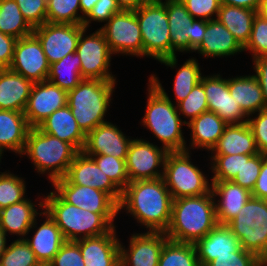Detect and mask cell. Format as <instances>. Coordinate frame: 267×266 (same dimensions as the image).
I'll return each mask as SVG.
<instances>
[{"label":"cell","mask_w":267,"mask_h":266,"mask_svg":"<svg viewBox=\"0 0 267 266\" xmlns=\"http://www.w3.org/2000/svg\"><path fill=\"white\" fill-rule=\"evenodd\" d=\"M172 202L163 177L137 180L129 182L122 190L118 209L132 215L147 231L165 233L171 220Z\"/></svg>","instance_id":"1"},{"label":"cell","mask_w":267,"mask_h":266,"mask_svg":"<svg viewBox=\"0 0 267 266\" xmlns=\"http://www.w3.org/2000/svg\"><path fill=\"white\" fill-rule=\"evenodd\" d=\"M148 81L146 111L141 120L143 127L160 140L161 147L167 152L186 151L187 142L182 132L186 119L180 118L176 104L169 98L158 76L151 74Z\"/></svg>","instance_id":"2"},{"label":"cell","mask_w":267,"mask_h":266,"mask_svg":"<svg viewBox=\"0 0 267 266\" xmlns=\"http://www.w3.org/2000/svg\"><path fill=\"white\" fill-rule=\"evenodd\" d=\"M215 200L208 194L174 199L165 232L169 240L195 244L217 225Z\"/></svg>","instance_id":"3"},{"label":"cell","mask_w":267,"mask_h":266,"mask_svg":"<svg viewBox=\"0 0 267 266\" xmlns=\"http://www.w3.org/2000/svg\"><path fill=\"white\" fill-rule=\"evenodd\" d=\"M44 198V211L55 221L66 241H77L109 233L118 214H99L65 202L55 191Z\"/></svg>","instance_id":"4"},{"label":"cell","mask_w":267,"mask_h":266,"mask_svg":"<svg viewBox=\"0 0 267 266\" xmlns=\"http://www.w3.org/2000/svg\"><path fill=\"white\" fill-rule=\"evenodd\" d=\"M116 82L83 79L68 91L67 105L85 135L107 122L105 117L112 103Z\"/></svg>","instance_id":"5"},{"label":"cell","mask_w":267,"mask_h":266,"mask_svg":"<svg viewBox=\"0 0 267 266\" xmlns=\"http://www.w3.org/2000/svg\"><path fill=\"white\" fill-rule=\"evenodd\" d=\"M78 151L70 144L38 127L29 129L24 150L38 174H48L49 182L64 178Z\"/></svg>","instance_id":"6"},{"label":"cell","mask_w":267,"mask_h":266,"mask_svg":"<svg viewBox=\"0 0 267 266\" xmlns=\"http://www.w3.org/2000/svg\"><path fill=\"white\" fill-rule=\"evenodd\" d=\"M141 31L143 56L172 69L177 68V56L171 57L169 22L163 0H149L134 10Z\"/></svg>","instance_id":"7"},{"label":"cell","mask_w":267,"mask_h":266,"mask_svg":"<svg viewBox=\"0 0 267 266\" xmlns=\"http://www.w3.org/2000/svg\"><path fill=\"white\" fill-rule=\"evenodd\" d=\"M227 226L237 236L242 249L267 262L266 200L251 196Z\"/></svg>","instance_id":"8"},{"label":"cell","mask_w":267,"mask_h":266,"mask_svg":"<svg viewBox=\"0 0 267 266\" xmlns=\"http://www.w3.org/2000/svg\"><path fill=\"white\" fill-rule=\"evenodd\" d=\"M191 151L168 152L163 179L174 199L200 196L211 191V182L202 170L191 162Z\"/></svg>","instance_id":"9"},{"label":"cell","mask_w":267,"mask_h":266,"mask_svg":"<svg viewBox=\"0 0 267 266\" xmlns=\"http://www.w3.org/2000/svg\"><path fill=\"white\" fill-rule=\"evenodd\" d=\"M169 22L171 57L194 52L203 41L207 21L194 19L181 0H165Z\"/></svg>","instance_id":"10"},{"label":"cell","mask_w":267,"mask_h":266,"mask_svg":"<svg viewBox=\"0 0 267 266\" xmlns=\"http://www.w3.org/2000/svg\"><path fill=\"white\" fill-rule=\"evenodd\" d=\"M84 28L80 34L76 52L81 60L83 79L116 81L117 77L109 70L113 54L100 29L87 33ZM87 33V35H86Z\"/></svg>","instance_id":"11"},{"label":"cell","mask_w":267,"mask_h":266,"mask_svg":"<svg viewBox=\"0 0 267 266\" xmlns=\"http://www.w3.org/2000/svg\"><path fill=\"white\" fill-rule=\"evenodd\" d=\"M114 55L143 57L140 27L133 10H121L99 28Z\"/></svg>","instance_id":"12"},{"label":"cell","mask_w":267,"mask_h":266,"mask_svg":"<svg viewBox=\"0 0 267 266\" xmlns=\"http://www.w3.org/2000/svg\"><path fill=\"white\" fill-rule=\"evenodd\" d=\"M167 153L161 146L143 138H133L126 158L129 182L162 178Z\"/></svg>","instance_id":"13"},{"label":"cell","mask_w":267,"mask_h":266,"mask_svg":"<svg viewBox=\"0 0 267 266\" xmlns=\"http://www.w3.org/2000/svg\"><path fill=\"white\" fill-rule=\"evenodd\" d=\"M82 24L50 23L33 29V34L40 41L49 64L60 61L69 53L76 52L82 30Z\"/></svg>","instance_id":"14"},{"label":"cell","mask_w":267,"mask_h":266,"mask_svg":"<svg viewBox=\"0 0 267 266\" xmlns=\"http://www.w3.org/2000/svg\"><path fill=\"white\" fill-rule=\"evenodd\" d=\"M52 184H76L99 189L109 194L118 204L122 191L104 174L91 156L79 151L70 164L64 178Z\"/></svg>","instance_id":"15"},{"label":"cell","mask_w":267,"mask_h":266,"mask_svg":"<svg viewBox=\"0 0 267 266\" xmlns=\"http://www.w3.org/2000/svg\"><path fill=\"white\" fill-rule=\"evenodd\" d=\"M9 68L33 83L47 80L50 64L34 34L17 39Z\"/></svg>","instance_id":"16"},{"label":"cell","mask_w":267,"mask_h":266,"mask_svg":"<svg viewBox=\"0 0 267 266\" xmlns=\"http://www.w3.org/2000/svg\"><path fill=\"white\" fill-rule=\"evenodd\" d=\"M200 83L207 97L208 111L216 113L227 124L245 123L248 115L230 95L228 79L219 74L203 75Z\"/></svg>","instance_id":"17"},{"label":"cell","mask_w":267,"mask_h":266,"mask_svg":"<svg viewBox=\"0 0 267 266\" xmlns=\"http://www.w3.org/2000/svg\"><path fill=\"white\" fill-rule=\"evenodd\" d=\"M167 240L164 232L133 233L128 240V248L121 241L119 243L120 266H158Z\"/></svg>","instance_id":"18"},{"label":"cell","mask_w":267,"mask_h":266,"mask_svg":"<svg viewBox=\"0 0 267 266\" xmlns=\"http://www.w3.org/2000/svg\"><path fill=\"white\" fill-rule=\"evenodd\" d=\"M67 99L68 91L48 80L34 83L24 110L28 125L37 127L53 112L67 105Z\"/></svg>","instance_id":"19"},{"label":"cell","mask_w":267,"mask_h":266,"mask_svg":"<svg viewBox=\"0 0 267 266\" xmlns=\"http://www.w3.org/2000/svg\"><path fill=\"white\" fill-rule=\"evenodd\" d=\"M54 191L67 203L99 214H119L118 203L107 193L76 184H52Z\"/></svg>","instance_id":"20"},{"label":"cell","mask_w":267,"mask_h":266,"mask_svg":"<svg viewBox=\"0 0 267 266\" xmlns=\"http://www.w3.org/2000/svg\"><path fill=\"white\" fill-rule=\"evenodd\" d=\"M119 128L109 121L98 125L86 135L82 151L86 155H112L126 160L132 138L126 136Z\"/></svg>","instance_id":"21"},{"label":"cell","mask_w":267,"mask_h":266,"mask_svg":"<svg viewBox=\"0 0 267 266\" xmlns=\"http://www.w3.org/2000/svg\"><path fill=\"white\" fill-rule=\"evenodd\" d=\"M45 217V221L37 227L38 219H35L30 231L35 230L33 237H25V241L29 244L34 252L36 259L40 264L47 266L57 254L61 246L66 242L60 228L55 221L42 210L39 217Z\"/></svg>","instance_id":"22"},{"label":"cell","mask_w":267,"mask_h":266,"mask_svg":"<svg viewBox=\"0 0 267 266\" xmlns=\"http://www.w3.org/2000/svg\"><path fill=\"white\" fill-rule=\"evenodd\" d=\"M116 233L114 227L104 235L75 241L85 266H120V239Z\"/></svg>","instance_id":"23"},{"label":"cell","mask_w":267,"mask_h":266,"mask_svg":"<svg viewBox=\"0 0 267 266\" xmlns=\"http://www.w3.org/2000/svg\"><path fill=\"white\" fill-rule=\"evenodd\" d=\"M211 191L215 200L217 223L220 225H227L252 196L249 190L233 181H211Z\"/></svg>","instance_id":"24"},{"label":"cell","mask_w":267,"mask_h":266,"mask_svg":"<svg viewBox=\"0 0 267 266\" xmlns=\"http://www.w3.org/2000/svg\"><path fill=\"white\" fill-rule=\"evenodd\" d=\"M40 198L41 196L37 204L27 197L23 201L0 210V228L6 236L15 234L20 236L18 239L28 236L35 219L42 213L37 210L36 206L44 210V198L42 200Z\"/></svg>","instance_id":"25"},{"label":"cell","mask_w":267,"mask_h":266,"mask_svg":"<svg viewBox=\"0 0 267 266\" xmlns=\"http://www.w3.org/2000/svg\"><path fill=\"white\" fill-rule=\"evenodd\" d=\"M205 58H219L244 52L234 35L217 19L207 21L201 45L194 51Z\"/></svg>","instance_id":"26"},{"label":"cell","mask_w":267,"mask_h":266,"mask_svg":"<svg viewBox=\"0 0 267 266\" xmlns=\"http://www.w3.org/2000/svg\"><path fill=\"white\" fill-rule=\"evenodd\" d=\"M194 246L200 266H206L217 256L232 255L240 248V242L227 225L217 224Z\"/></svg>","instance_id":"27"},{"label":"cell","mask_w":267,"mask_h":266,"mask_svg":"<svg viewBox=\"0 0 267 266\" xmlns=\"http://www.w3.org/2000/svg\"><path fill=\"white\" fill-rule=\"evenodd\" d=\"M37 127L51 136L70 143L78 152L84 148L86 135L79 128L68 105L53 112Z\"/></svg>","instance_id":"28"},{"label":"cell","mask_w":267,"mask_h":266,"mask_svg":"<svg viewBox=\"0 0 267 266\" xmlns=\"http://www.w3.org/2000/svg\"><path fill=\"white\" fill-rule=\"evenodd\" d=\"M33 84L10 68H1L0 110L24 112Z\"/></svg>","instance_id":"29"},{"label":"cell","mask_w":267,"mask_h":266,"mask_svg":"<svg viewBox=\"0 0 267 266\" xmlns=\"http://www.w3.org/2000/svg\"><path fill=\"white\" fill-rule=\"evenodd\" d=\"M228 124L221 119L216 113L207 111L192 119L186 124L191 130V139L189 146L187 144L186 151L195 149H206L208 152L217 144L219 138L224 132Z\"/></svg>","instance_id":"30"},{"label":"cell","mask_w":267,"mask_h":266,"mask_svg":"<svg viewBox=\"0 0 267 266\" xmlns=\"http://www.w3.org/2000/svg\"><path fill=\"white\" fill-rule=\"evenodd\" d=\"M211 155H255L259 153L253 132L247 122L228 124Z\"/></svg>","instance_id":"31"},{"label":"cell","mask_w":267,"mask_h":266,"mask_svg":"<svg viewBox=\"0 0 267 266\" xmlns=\"http://www.w3.org/2000/svg\"><path fill=\"white\" fill-rule=\"evenodd\" d=\"M30 128L24 112L0 110V152L6 149L21 156Z\"/></svg>","instance_id":"32"},{"label":"cell","mask_w":267,"mask_h":266,"mask_svg":"<svg viewBox=\"0 0 267 266\" xmlns=\"http://www.w3.org/2000/svg\"><path fill=\"white\" fill-rule=\"evenodd\" d=\"M230 95L248 115L264 110V97L257 77L253 75L228 78Z\"/></svg>","instance_id":"33"},{"label":"cell","mask_w":267,"mask_h":266,"mask_svg":"<svg viewBox=\"0 0 267 266\" xmlns=\"http://www.w3.org/2000/svg\"><path fill=\"white\" fill-rule=\"evenodd\" d=\"M258 11L221 4L216 19L221 22L244 47L251 34L254 17Z\"/></svg>","instance_id":"34"},{"label":"cell","mask_w":267,"mask_h":266,"mask_svg":"<svg viewBox=\"0 0 267 266\" xmlns=\"http://www.w3.org/2000/svg\"><path fill=\"white\" fill-rule=\"evenodd\" d=\"M81 60L77 52L69 53L50 65L47 80L66 91L74 89L82 80Z\"/></svg>","instance_id":"35"},{"label":"cell","mask_w":267,"mask_h":266,"mask_svg":"<svg viewBox=\"0 0 267 266\" xmlns=\"http://www.w3.org/2000/svg\"><path fill=\"white\" fill-rule=\"evenodd\" d=\"M0 31L16 39L33 34L15 0H0Z\"/></svg>","instance_id":"36"},{"label":"cell","mask_w":267,"mask_h":266,"mask_svg":"<svg viewBox=\"0 0 267 266\" xmlns=\"http://www.w3.org/2000/svg\"><path fill=\"white\" fill-rule=\"evenodd\" d=\"M158 266H200L194 244L167 240Z\"/></svg>","instance_id":"37"},{"label":"cell","mask_w":267,"mask_h":266,"mask_svg":"<svg viewBox=\"0 0 267 266\" xmlns=\"http://www.w3.org/2000/svg\"><path fill=\"white\" fill-rule=\"evenodd\" d=\"M198 60L192 57L187 59L185 63L178 69L174 79V94L176 105L183 101L188 94L192 91L195 85H197L203 74L200 70Z\"/></svg>","instance_id":"38"},{"label":"cell","mask_w":267,"mask_h":266,"mask_svg":"<svg viewBox=\"0 0 267 266\" xmlns=\"http://www.w3.org/2000/svg\"><path fill=\"white\" fill-rule=\"evenodd\" d=\"M80 0H47V22L82 24Z\"/></svg>","instance_id":"39"},{"label":"cell","mask_w":267,"mask_h":266,"mask_svg":"<svg viewBox=\"0 0 267 266\" xmlns=\"http://www.w3.org/2000/svg\"><path fill=\"white\" fill-rule=\"evenodd\" d=\"M9 171L0 172V210L26 198V181Z\"/></svg>","instance_id":"40"},{"label":"cell","mask_w":267,"mask_h":266,"mask_svg":"<svg viewBox=\"0 0 267 266\" xmlns=\"http://www.w3.org/2000/svg\"><path fill=\"white\" fill-rule=\"evenodd\" d=\"M1 266H40L34 252L25 239H16L7 245L0 258Z\"/></svg>","instance_id":"41"},{"label":"cell","mask_w":267,"mask_h":266,"mask_svg":"<svg viewBox=\"0 0 267 266\" xmlns=\"http://www.w3.org/2000/svg\"><path fill=\"white\" fill-rule=\"evenodd\" d=\"M211 181H232L243 167V154L211 155Z\"/></svg>","instance_id":"42"},{"label":"cell","mask_w":267,"mask_h":266,"mask_svg":"<svg viewBox=\"0 0 267 266\" xmlns=\"http://www.w3.org/2000/svg\"><path fill=\"white\" fill-rule=\"evenodd\" d=\"M91 156L101 171L122 191L129 183L126 169V160L115 158L112 155H88Z\"/></svg>","instance_id":"43"},{"label":"cell","mask_w":267,"mask_h":266,"mask_svg":"<svg viewBox=\"0 0 267 266\" xmlns=\"http://www.w3.org/2000/svg\"><path fill=\"white\" fill-rule=\"evenodd\" d=\"M243 49L251 53L252 60L267 55V17L261 12L254 17L250 38Z\"/></svg>","instance_id":"44"},{"label":"cell","mask_w":267,"mask_h":266,"mask_svg":"<svg viewBox=\"0 0 267 266\" xmlns=\"http://www.w3.org/2000/svg\"><path fill=\"white\" fill-rule=\"evenodd\" d=\"M177 110L180 116H185L184 118L187 119L189 118L187 123L208 111L207 97L204 87L200 82L194 86L183 101L177 104Z\"/></svg>","instance_id":"45"},{"label":"cell","mask_w":267,"mask_h":266,"mask_svg":"<svg viewBox=\"0 0 267 266\" xmlns=\"http://www.w3.org/2000/svg\"><path fill=\"white\" fill-rule=\"evenodd\" d=\"M265 156V154H261L260 152L255 155H243V167L232 181L252 192Z\"/></svg>","instance_id":"46"},{"label":"cell","mask_w":267,"mask_h":266,"mask_svg":"<svg viewBox=\"0 0 267 266\" xmlns=\"http://www.w3.org/2000/svg\"><path fill=\"white\" fill-rule=\"evenodd\" d=\"M28 24L34 29L47 22V0H15Z\"/></svg>","instance_id":"47"},{"label":"cell","mask_w":267,"mask_h":266,"mask_svg":"<svg viewBox=\"0 0 267 266\" xmlns=\"http://www.w3.org/2000/svg\"><path fill=\"white\" fill-rule=\"evenodd\" d=\"M206 266H266L256 255L241 247L232 255L217 256Z\"/></svg>","instance_id":"48"},{"label":"cell","mask_w":267,"mask_h":266,"mask_svg":"<svg viewBox=\"0 0 267 266\" xmlns=\"http://www.w3.org/2000/svg\"><path fill=\"white\" fill-rule=\"evenodd\" d=\"M194 19L214 20L220 8V0H181Z\"/></svg>","instance_id":"49"},{"label":"cell","mask_w":267,"mask_h":266,"mask_svg":"<svg viewBox=\"0 0 267 266\" xmlns=\"http://www.w3.org/2000/svg\"><path fill=\"white\" fill-rule=\"evenodd\" d=\"M47 266H85L79 245L66 241Z\"/></svg>","instance_id":"50"},{"label":"cell","mask_w":267,"mask_h":266,"mask_svg":"<svg viewBox=\"0 0 267 266\" xmlns=\"http://www.w3.org/2000/svg\"><path fill=\"white\" fill-rule=\"evenodd\" d=\"M247 123L253 132L259 152L267 155V110H260L248 116Z\"/></svg>","instance_id":"51"},{"label":"cell","mask_w":267,"mask_h":266,"mask_svg":"<svg viewBox=\"0 0 267 266\" xmlns=\"http://www.w3.org/2000/svg\"><path fill=\"white\" fill-rule=\"evenodd\" d=\"M116 0H98L90 13L84 18L83 25L89 28L92 21L106 23L114 14L120 12Z\"/></svg>","instance_id":"52"},{"label":"cell","mask_w":267,"mask_h":266,"mask_svg":"<svg viewBox=\"0 0 267 266\" xmlns=\"http://www.w3.org/2000/svg\"><path fill=\"white\" fill-rule=\"evenodd\" d=\"M17 39L0 31V69L9 68Z\"/></svg>","instance_id":"53"},{"label":"cell","mask_w":267,"mask_h":266,"mask_svg":"<svg viewBox=\"0 0 267 266\" xmlns=\"http://www.w3.org/2000/svg\"><path fill=\"white\" fill-rule=\"evenodd\" d=\"M253 61V69L260 86L262 88L264 97V109L267 110V55L259 56Z\"/></svg>","instance_id":"54"},{"label":"cell","mask_w":267,"mask_h":266,"mask_svg":"<svg viewBox=\"0 0 267 266\" xmlns=\"http://www.w3.org/2000/svg\"><path fill=\"white\" fill-rule=\"evenodd\" d=\"M251 195L252 197L261 198L263 200L267 198V155L262 161L261 171Z\"/></svg>","instance_id":"55"},{"label":"cell","mask_w":267,"mask_h":266,"mask_svg":"<svg viewBox=\"0 0 267 266\" xmlns=\"http://www.w3.org/2000/svg\"><path fill=\"white\" fill-rule=\"evenodd\" d=\"M220 3L261 12L264 0H220Z\"/></svg>","instance_id":"56"},{"label":"cell","mask_w":267,"mask_h":266,"mask_svg":"<svg viewBox=\"0 0 267 266\" xmlns=\"http://www.w3.org/2000/svg\"><path fill=\"white\" fill-rule=\"evenodd\" d=\"M149 0H116L121 10H137Z\"/></svg>","instance_id":"57"},{"label":"cell","mask_w":267,"mask_h":266,"mask_svg":"<svg viewBox=\"0 0 267 266\" xmlns=\"http://www.w3.org/2000/svg\"><path fill=\"white\" fill-rule=\"evenodd\" d=\"M98 0H80V9L82 13V25L84 18L90 13Z\"/></svg>","instance_id":"58"},{"label":"cell","mask_w":267,"mask_h":266,"mask_svg":"<svg viewBox=\"0 0 267 266\" xmlns=\"http://www.w3.org/2000/svg\"><path fill=\"white\" fill-rule=\"evenodd\" d=\"M7 245V238L4 231L0 228V258L2 257L3 253L5 252Z\"/></svg>","instance_id":"59"},{"label":"cell","mask_w":267,"mask_h":266,"mask_svg":"<svg viewBox=\"0 0 267 266\" xmlns=\"http://www.w3.org/2000/svg\"><path fill=\"white\" fill-rule=\"evenodd\" d=\"M261 13L263 15H267V0H264V4H263L262 10H261Z\"/></svg>","instance_id":"60"},{"label":"cell","mask_w":267,"mask_h":266,"mask_svg":"<svg viewBox=\"0 0 267 266\" xmlns=\"http://www.w3.org/2000/svg\"><path fill=\"white\" fill-rule=\"evenodd\" d=\"M3 155H4V154H2V153L0 152V163H1V158H2Z\"/></svg>","instance_id":"61"}]
</instances>
